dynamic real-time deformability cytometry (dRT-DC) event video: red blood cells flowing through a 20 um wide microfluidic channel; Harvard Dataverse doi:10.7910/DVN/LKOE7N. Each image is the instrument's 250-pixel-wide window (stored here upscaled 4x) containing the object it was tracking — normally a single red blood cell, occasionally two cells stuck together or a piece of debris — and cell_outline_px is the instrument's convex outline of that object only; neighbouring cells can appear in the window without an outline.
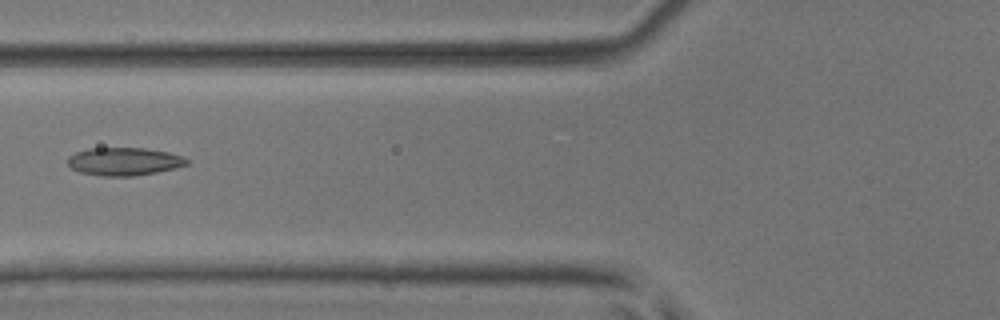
{"species": "common noctule bat (a hibernating species)", "species_latin": "Nyctalus noctula", "temperature_condition": "room temperature", "stored_images_in_passage": 7, "camera_frame_rate_fps": 3000, "um_per_image_px": 0.085, "animal": {"sex": "male", "body_mass_g": 17.9, "forearm_length_mm": 54.2}, "frame": {"image": 1, "passage_image": 6, "time_ms": 1.667, "image_size_px": [1000, 320], "cell_outline_px": [[188, 164], [176, 168], [156, 172], [132, 176], [100, 176], [80, 172], [72, 168], [68, 164], [68, 156], [76, 152], [88, 148], [144, 148], [168, 152], [184, 156], [188, 160]], "centroid_in_image_um": [10.55, 13.72], "position_along_channel_um": 115.2, "area_um2": 19.42}}
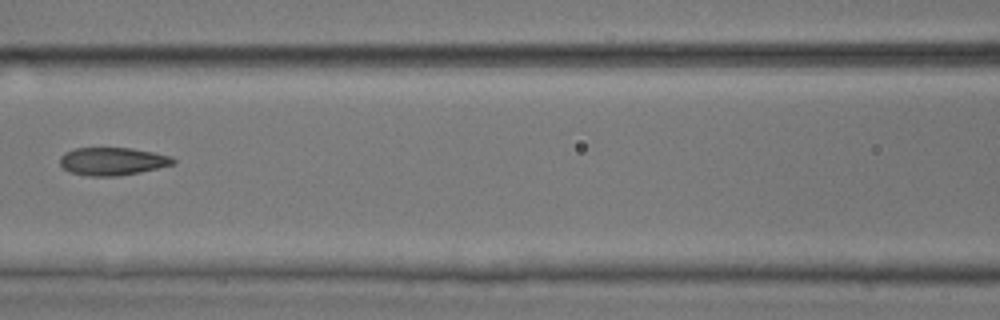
{"frame": {"image": 2, "passage_image": 7, "time_ms": 2.0, "image_size_px": [1000, 320], "cell_outline_px": [[176, 160], [172, 164], [140, 172], [116, 176], [88, 176], [68, 172], [60, 164], [60, 156], [64, 152], [76, 148], [132, 148], [172, 156]], "centroid_in_image_um": [9.52, 13.71], "position_along_channel_um": 157.1, "area_um2": 18.32}}